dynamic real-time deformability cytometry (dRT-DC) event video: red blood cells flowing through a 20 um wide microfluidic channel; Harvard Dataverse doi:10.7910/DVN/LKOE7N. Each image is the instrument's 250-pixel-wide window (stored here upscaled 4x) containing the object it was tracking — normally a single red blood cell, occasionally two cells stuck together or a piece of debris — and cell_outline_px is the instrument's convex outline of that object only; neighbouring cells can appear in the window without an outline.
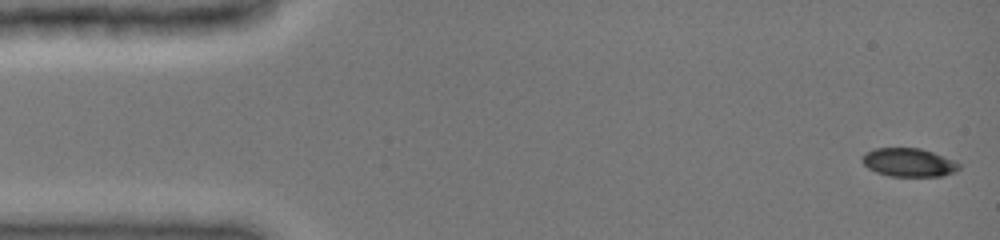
{"species": "common noctule bat (a hibernating species)", "species_latin": "Nyctalus noctula", "temperature_condition": "cold", "stored_images_in_passage": 63, "camera_frame_rate_fps": 3000, "um_per_image_px": 0.085, "animal": {"sex": "female", "body_mass_g": 19.0, "forearm_length_mm": 51.5}, "frame": {"image": 1, "passage_image": 1, "time_ms": 0.0, "image_size_px": [1000, 240], "cell_outline_px": [[960, 168], [956, 172], [940, 176], [888, 176], [876, 172], [868, 168], [860, 160], [860, 156], [864, 152], [876, 148], [920, 148], [932, 152], [952, 160], [960, 164]], "centroid_in_image_um": [77.19, 13.81], "position_along_channel_um": 7.8, "area_um2": 16.13}}
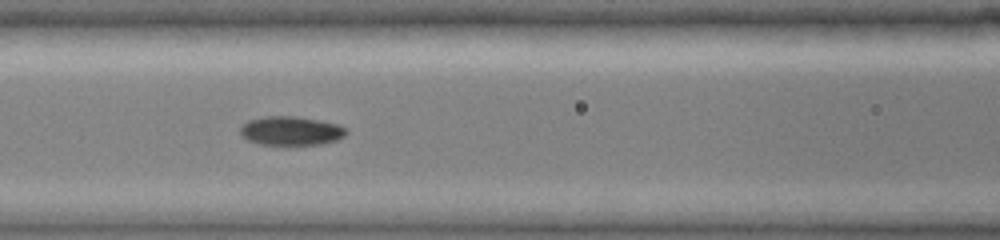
{"frame": {"image": 2, "passage_image": 23, "time_ms": 6.333, "image_size_px": [1000, 240], "cell_outline_px": [[348, 132], [344, 136], [336, 140], [320, 144], [292, 148], [260, 144], [248, 140], [240, 132], [240, 128], [248, 120], [264, 116], [296, 116], [320, 120], [340, 124], [348, 128]], "centroid_in_image_um": [24.78, 11.16], "position_along_channel_um": 141.8, "area_um2": 18.73}}
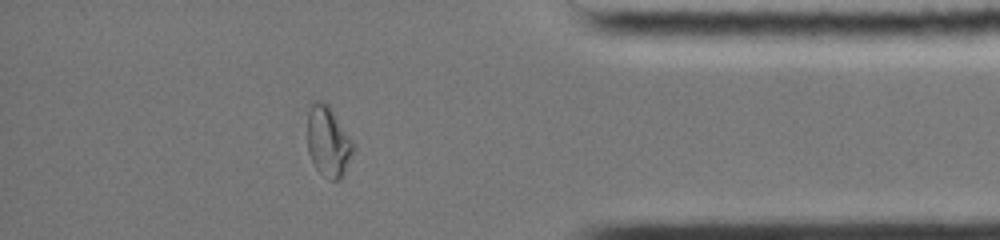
{"frame": {"image": 3, "passage_image": 48, "time_ms": 13.333, "image_size_px": [1000, 240], "cell_outline_px": [[356, 144], [344, 172], [340, 180], [328, 180], [316, 168], [308, 152], [308, 112], [312, 100], [324, 100], [328, 104]], "centroid_in_image_um": [27.9, 12.0], "position_along_channel_um": 407.3, "area_um2": 18.96}, "authors_computed_cell_mechanics": {"area_um2": 17.918, "velocity_mm_per_s": 4.0191, "shape_relaxation_time_tau1_ms": 4.9146, "shape_relaxation_time_tau2_ms": 2.0422, "deformation_change_tau1": 0.1454, "deformation_change_tau2": 0.0429}}